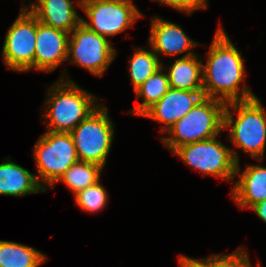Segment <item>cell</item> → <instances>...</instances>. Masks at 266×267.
Returning <instances> with one entry per match:
<instances>
[{
	"label": "cell",
	"instance_id": "obj_1",
	"mask_svg": "<svg viewBox=\"0 0 266 267\" xmlns=\"http://www.w3.org/2000/svg\"><path fill=\"white\" fill-rule=\"evenodd\" d=\"M207 53V61L202 64L205 97L225 103L257 97L243 83L246 76L245 58L243 59L241 51H238L221 26L216 30Z\"/></svg>",
	"mask_w": 266,
	"mask_h": 267
},
{
	"label": "cell",
	"instance_id": "obj_2",
	"mask_svg": "<svg viewBox=\"0 0 266 267\" xmlns=\"http://www.w3.org/2000/svg\"><path fill=\"white\" fill-rule=\"evenodd\" d=\"M65 75H68L67 72L46 93L43 105L46 111L42 118L44 116L43 119L47 121V131L71 132L101 105L95 95L81 89Z\"/></svg>",
	"mask_w": 266,
	"mask_h": 267
},
{
	"label": "cell",
	"instance_id": "obj_3",
	"mask_svg": "<svg viewBox=\"0 0 266 267\" xmlns=\"http://www.w3.org/2000/svg\"><path fill=\"white\" fill-rule=\"evenodd\" d=\"M233 114L237 117L233 118ZM223 128H229L228 139L233 146L252 158L264 160L266 111L258 97L226 103Z\"/></svg>",
	"mask_w": 266,
	"mask_h": 267
},
{
	"label": "cell",
	"instance_id": "obj_4",
	"mask_svg": "<svg viewBox=\"0 0 266 267\" xmlns=\"http://www.w3.org/2000/svg\"><path fill=\"white\" fill-rule=\"evenodd\" d=\"M224 101L203 97L182 119L161 137L164 146L174 152L178 147L218 136L224 130Z\"/></svg>",
	"mask_w": 266,
	"mask_h": 267
},
{
	"label": "cell",
	"instance_id": "obj_5",
	"mask_svg": "<svg viewBox=\"0 0 266 267\" xmlns=\"http://www.w3.org/2000/svg\"><path fill=\"white\" fill-rule=\"evenodd\" d=\"M39 184L47 191L54 188L64 172L78 162V156L70 132L45 131L33 147Z\"/></svg>",
	"mask_w": 266,
	"mask_h": 267
},
{
	"label": "cell",
	"instance_id": "obj_6",
	"mask_svg": "<svg viewBox=\"0 0 266 267\" xmlns=\"http://www.w3.org/2000/svg\"><path fill=\"white\" fill-rule=\"evenodd\" d=\"M114 126L103 103L71 132L79 161L104 167L114 138Z\"/></svg>",
	"mask_w": 266,
	"mask_h": 267
},
{
	"label": "cell",
	"instance_id": "obj_7",
	"mask_svg": "<svg viewBox=\"0 0 266 267\" xmlns=\"http://www.w3.org/2000/svg\"><path fill=\"white\" fill-rule=\"evenodd\" d=\"M217 138L218 136H215L208 140L182 145L173 152V155H177L187 166L201 171L203 176L212 175L233 181L239 155Z\"/></svg>",
	"mask_w": 266,
	"mask_h": 267
},
{
	"label": "cell",
	"instance_id": "obj_8",
	"mask_svg": "<svg viewBox=\"0 0 266 267\" xmlns=\"http://www.w3.org/2000/svg\"><path fill=\"white\" fill-rule=\"evenodd\" d=\"M133 0H75L86 14L82 24L89 30L106 38L117 35L132 27L140 17H144Z\"/></svg>",
	"mask_w": 266,
	"mask_h": 267
},
{
	"label": "cell",
	"instance_id": "obj_9",
	"mask_svg": "<svg viewBox=\"0 0 266 267\" xmlns=\"http://www.w3.org/2000/svg\"><path fill=\"white\" fill-rule=\"evenodd\" d=\"M116 50L102 35L89 30L82 23L69 36L67 61L101 77L116 57Z\"/></svg>",
	"mask_w": 266,
	"mask_h": 267
},
{
	"label": "cell",
	"instance_id": "obj_10",
	"mask_svg": "<svg viewBox=\"0 0 266 267\" xmlns=\"http://www.w3.org/2000/svg\"><path fill=\"white\" fill-rule=\"evenodd\" d=\"M36 32L37 18L28 8H21L4 38L2 58L7 69L20 73L34 69Z\"/></svg>",
	"mask_w": 266,
	"mask_h": 267
},
{
	"label": "cell",
	"instance_id": "obj_11",
	"mask_svg": "<svg viewBox=\"0 0 266 267\" xmlns=\"http://www.w3.org/2000/svg\"><path fill=\"white\" fill-rule=\"evenodd\" d=\"M203 97L204 91H187L170 87L162 98L141 116L163 124L160 131L165 133L186 116Z\"/></svg>",
	"mask_w": 266,
	"mask_h": 267
},
{
	"label": "cell",
	"instance_id": "obj_12",
	"mask_svg": "<svg viewBox=\"0 0 266 267\" xmlns=\"http://www.w3.org/2000/svg\"><path fill=\"white\" fill-rule=\"evenodd\" d=\"M69 36V33L37 19L34 69L48 73L67 61Z\"/></svg>",
	"mask_w": 266,
	"mask_h": 267
},
{
	"label": "cell",
	"instance_id": "obj_13",
	"mask_svg": "<svg viewBox=\"0 0 266 267\" xmlns=\"http://www.w3.org/2000/svg\"><path fill=\"white\" fill-rule=\"evenodd\" d=\"M148 44L158 57H175L182 53H185L182 57L195 55L192 49L199 45L188 37L179 25L159 16L152 18Z\"/></svg>",
	"mask_w": 266,
	"mask_h": 267
},
{
	"label": "cell",
	"instance_id": "obj_14",
	"mask_svg": "<svg viewBox=\"0 0 266 267\" xmlns=\"http://www.w3.org/2000/svg\"><path fill=\"white\" fill-rule=\"evenodd\" d=\"M239 165L237 163L235 173V177L239 178L231 190V198L241 209H249L256 203L266 200V167L247 164L240 173Z\"/></svg>",
	"mask_w": 266,
	"mask_h": 267
},
{
	"label": "cell",
	"instance_id": "obj_15",
	"mask_svg": "<svg viewBox=\"0 0 266 267\" xmlns=\"http://www.w3.org/2000/svg\"><path fill=\"white\" fill-rule=\"evenodd\" d=\"M30 4L22 8L30 7L28 10L38 21L69 34L82 22L71 0H37Z\"/></svg>",
	"mask_w": 266,
	"mask_h": 267
},
{
	"label": "cell",
	"instance_id": "obj_16",
	"mask_svg": "<svg viewBox=\"0 0 266 267\" xmlns=\"http://www.w3.org/2000/svg\"><path fill=\"white\" fill-rule=\"evenodd\" d=\"M0 164V195L22 197L29 194L46 192L36 174L18 165L14 161L4 159Z\"/></svg>",
	"mask_w": 266,
	"mask_h": 267
},
{
	"label": "cell",
	"instance_id": "obj_17",
	"mask_svg": "<svg viewBox=\"0 0 266 267\" xmlns=\"http://www.w3.org/2000/svg\"><path fill=\"white\" fill-rule=\"evenodd\" d=\"M202 60L197 54L176 59L166 71L171 88L203 91Z\"/></svg>",
	"mask_w": 266,
	"mask_h": 267
},
{
	"label": "cell",
	"instance_id": "obj_18",
	"mask_svg": "<svg viewBox=\"0 0 266 267\" xmlns=\"http://www.w3.org/2000/svg\"><path fill=\"white\" fill-rule=\"evenodd\" d=\"M47 256L28 245L0 240V267H39Z\"/></svg>",
	"mask_w": 266,
	"mask_h": 267
},
{
	"label": "cell",
	"instance_id": "obj_19",
	"mask_svg": "<svg viewBox=\"0 0 266 267\" xmlns=\"http://www.w3.org/2000/svg\"><path fill=\"white\" fill-rule=\"evenodd\" d=\"M163 64L164 63H162V66L134 91L137 100L143 98V102L135 106L129 113L141 116L169 90V80L167 73L164 72L166 67H164Z\"/></svg>",
	"mask_w": 266,
	"mask_h": 267
},
{
	"label": "cell",
	"instance_id": "obj_20",
	"mask_svg": "<svg viewBox=\"0 0 266 267\" xmlns=\"http://www.w3.org/2000/svg\"><path fill=\"white\" fill-rule=\"evenodd\" d=\"M102 166L85 161H78L70 166L59 178L75 195L81 190L100 181Z\"/></svg>",
	"mask_w": 266,
	"mask_h": 267
},
{
	"label": "cell",
	"instance_id": "obj_21",
	"mask_svg": "<svg viewBox=\"0 0 266 267\" xmlns=\"http://www.w3.org/2000/svg\"><path fill=\"white\" fill-rule=\"evenodd\" d=\"M128 61L134 91L162 66V62L152 49L136 48Z\"/></svg>",
	"mask_w": 266,
	"mask_h": 267
},
{
	"label": "cell",
	"instance_id": "obj_22",
	"mask_svg": "<svg viewBox=\"0 0 266 267\" xmlns=\"http://www.w3.org/2000/svg\"><path fill=\"white\" fill-rule=\"evenodd\" d=\"M75 203L81 210L88 213H98L104 209L108 202V193L100 184L97 183L79 191L74 195Z\"/></svg>",
	"mask_w": 266,
	"mask_h": 267
},
{
	"label": "cell",
	"instance_id": "obj_23",
	"mask_svg": "<svg viewBox=\"0 0 266 267\" xmlns=\"http://www.w3.org/2000/svg\"><path fill=\"white\" fill-rule=\"evenodd\" d=\"M204 259L212 267H252L248 252L243 247L230 254H213Z\"/></svg>",
	"mask_w": 266,
	"mask_h": 267
},
{
	"label": "cell",
	"instance_id": "obj_24",
	"mask_svg": "<svg viewBox=\"0 0 266 267\" xmlns=\"http://www.w3.org/2000/svg\"><path fill=\"white\" fill-rule=\"evenodd\" d=\"M208 0H180V11L191 16L197 9H206Z\"/></svg>",
	"mask_w": 266,
	"mask_h": 267
},
{
	"label": "cell",
	"instance_id": "obj_25",
	"mask_svg": "<svg viewBox=\"0 0 266 267\" xmlns=\"http://www.w3.org/2000/svg\"><path fill=\"white\" fill-rule=\"evenodd\" d=\"M179 267H212L204 258L194 259L185 255H179Z\"/></svg>",
	"mask_w": 266,
	"mask_h": 267
},
{
	"label": "cell",
	"instance_id": "obj_26",
	"mask_svg": "<svg viewBox=\"0 0 266 267\" xmlns=\"http://www.w3.org/2000/svg\"><path fill=\"white\" fill-rule=\"evenodd\" d=\"M250 209L253 210L256 215L266 223V200L256 203Z\"/></svg>",
	"mask_w": 266,
	"mask_h": 267
},
{
	"label": "cell",
	"instance_id": "obj_27",
	"mask_svg": "<svg viewBox=\"0 0 266 267\" xmlns=\"http://www.w3.org/2000/svg\"><path fill=\"white\" fill-rule=\"evenodd\" d=\"M153 1H157L159 3L165 4L173 9L180 11V0H152V2Z\"/></svg>",
	"mask_w": 266,
	"mask_h": 267
}]
</instances>
